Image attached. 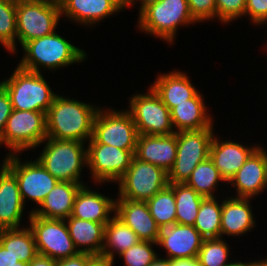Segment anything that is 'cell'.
<instances>
[{
    "label": "cell",
    "instance_id": "obj_1",
    "mask_svg": "<svg viewBox=\"0 0 267 266\" xmlns=\"http://www.w3.org/2000/svg\"><path fill=\"white\" fill-rule=\"evenodd\" d=\"M99 108L57 93L46 112L47 138L87 143L92 137L93 121Z\"/></svg>",
    "mask_w": 267,
    "mask_h": 266
},
{
    "label": "cell",
    "instance_id": "obj_2",
    "mask_svg": "<svg viewBox=\"0 0 267 266\" xmlns=\"http://www.w3.org/2000/svg\"><path fill=\"white\" fill-rule=\"evenodd\" d=\"M60 35L55 31L26 42L21 47L24 54L18 66L27 71L41 73L44 69L53 72L74 63H83L88 57L87 52Z\"/></svg>",
    "mask_w": 267,
    "mask_h": 266
},
{
    "label": "cell",
    "instance_id": "obj_3",
    "mask_svg": "<svg viewBox=\"0 0 267 266\" xmlns=\"http://www.w3.org/2000/svg\"><path fill=\"white\" fill-rule=\"evenodd\" d=\"M138 13L139 32L155 36L169 45L175 42L179 26L197 23L189 11L187 0H152L139 8Z\"/></svg>",
    "mask_w": 267,
    "mask_h": 266
},
{
    "label": "cell",
    "instance_id": "obj_4",
    "mask_svg": "<svg viewBox=\"0 0 267 266\" xmlns=\"http://www.w3.org/2000/svg\"><path fill=\"white\" fill-rule=\"evenodd\" d=\"M43 150L36 158L58 181L86 185L81 181L82 169L87 167L86 143L76 140H56L46 138Z\"/></svg>",
    "mask_w": 267,
    "mask_h": 266
},
{
    "label": "cell",
    "instance_id": "obj_5",
    "mask_svg": "<svg viewBox=\"0 0 267 266\" xmlns=\"http://www.w3.org/2000/svg\"><path fill=\"white\" fill-rule=\"evenodd\" d=\"M0 84L6 89L15 110L46 113L57 95L42 72L27 71L18 65Z\"/></svg>",
    "mask_w": 267,
    "mask_h": 266
},
{
    "label": "cell",
    "instance_id": "obj_6",
    "mask_svg": "<svg viewBox=\"0 0 267 266\" xmlns=\"http://www.w3.org/2000/svg\"><path fill=\"white\" fill-rule=\"evenodd\" d=\"M46 138V113L13 109L0 137V146L10 149L7 155L21 154L38 148Z\"/></svg>",
    "mask_w": 267,
    "mask_h": 266
},
{
    "label": "cell",
    "instance_id": "obj_7",
    "mask_svg": "<svg viewBox=\"0 0 267 266\" xmlns=\"http://www.w3.org/2000/svg\"><path fill=\"white\" fill-rule=\"evenodd\" d=\"M138 132L131 114L125 109L99 108L93 121L92 137L87 143H102L136 151Z\"/></svg>",
    "mask_w": 267,
    "mask_h": 266
},
{
    "label": "cell",
    "instance_id": "obj_8",
    "mask_svg": "<svg viewBox=\"0 0 267 266\" xmlns=\"http://www.w3.org/2000/svg\"><path fill=\"white\" fill-rule=\"evenodd\" d=\"M126 109L132 116L138 135L174 134L171 114L159 95L150 86L146 93L137 92L129 98Z\"/></svg>",
    "mask_w": 267,
    "mask_h": 266
},
{
    "label": "cell",
    "instance_id": "obj_9",
    "mask_svg": "<svg viewBox=\"0 0 267 266\" xmlns=\"http://www.w3.org/2000/svg\"><path fill=\"white\" fill-rule=\"evenodd\" d=\"M116 184L117 198L146 202L169 185L168 173L134 156L130 167Z\"/></svg>",
    "mask_w": 267,
    "mask_h": 266
},
{
    "label": "cell",
    "instance_id": "obj_10",
    "mask_svg": "<svg viewBox=\"0 0 267 266\" xmlns=\"http://www.w3.org/2000/svg\"><path fill=\"white\" fill-rule=\"evenodd\" d=\"M214 128L175 132L177 153L168 172L169 183H186L196 166L209 157Z\"/></svg>",
    "mask_w": 267,
    "mask_h": 266
},
{
    "label": "cell",
    "instance_id": "obj_11",
    "mask_svg": "<svg viewBox=\"0 0 267 266\" xmlns=\"http://www.w3.org/2000/svg\"><path fill=\"white\" fill-rule=\"evenodd\" d=\"M19 156L5 155L1 163L16 177L24 205L31 200L39 207L58 180L37 159L22 161Z\"/></svg>",
    "mask_w": 267,
    "mask_h": 266
},
{
    "label": "cell",
    "instance_id": "obj_12",
    "mask_svg": "<svg viewBox=\"0 0 267 266\" xmlns=\"http://www.w3.org/2000/svg\"><path fill=\"white\" fill-rule=\"evenodd\" d=\"M60 18V3H16L17 44L52 34Z\"/></svg>",
    "mask_w": 267,
    "mask_h": 266
},
{
    "label": "cell",
    "instance_id": "obj_13",
    "mask_svg": "<svg viewBox=\"0 0 267 266\" xmlns=\"http://www.w3.org/2000/svg\"><path fill=\"white\" fill-rule=\"evenodd\" d=\"M28 227L34 235L38 254L59 261L79 252L74 246L65 220L39 217L29 212Z\"/></svg>",
    "mask_w": 267,
    "mask_h": 266
},
{
    "label": "cell",
    "instance_id": "obj_14",
    "mask_svg": "<svg viewBox=\"0 0 267 266\" xmlns=\"http://www.w3.org/2000/svg\"><path fill=\"white\" fill-rule=\"evenodd\" d=\"M86 145L87 168L95 186L116 183L130 167L135 154V151L102 143H86Z\"/></svg>",
    "mask_w": 267,
    "mask_h": 266
},
{
    "label": "cell",
    "instance_id": "obj_15",
    "mask_svg": "<svg viewBox=\"0 0 267 266\" xmlns=\"http://www.w3.org/2000/svg\"><path fill=\"white\" fill-rule=\"evenodd\" d=\"M204 238L191 225L175 223L160 228L157 246L164 248L170 260L196 258Z\"/></svg>",
    "mask_w": 267,
    "mask_h": 266
},
{
    "label": "cell",
    "instance_id": "obj_16",
    "mask_svg": "<svg viewBox=\"0 0 267 266\" xmlns=\"http://www.w3.org/2000/svg\"><path fill=\"white\" fill-rule=\"evenodd\" d=\"M60 11L73 23L90 28L124 11V6L119 0H60Z\"/></svg>",
    "mask_w": 267,
    "mask_h": 266
},
{
    "label": "cell",
    "instance_id": "obj_17",
    "mask_svg": "<svg viewBox=\"0 0 267 266\" xmlns=\"http://www.w3.org/2000/svg\"><path fill=\"white\" fill-rule=\"evenodd\" d=\"M232 140H222L215 133L209 149V158L228 184L260 144L245 145Z\"/></svg>",
    "mask_w": 267,
    "mask_h": 266
},
{
    "label": "cell",
    "instance_id": "obj_18",
    "mask_svg": "<svg viewBox=\"0 0 267 266\" xmlns=\"http://www.w3.org/2000/svg\"><path fill=\"white\" fill-rule=\"evenodd\" d=\"M260 145L236 172L228 184L235 189L236 198H252L266 190L265 147ZM255 197V198H254Z\"/></svg>",
    "mask_w": 267,
    "mask_h": 266
},
{
    "label": "cell",
    "instance_id": "obj_19",
    "mask_svg": "<svg viewBox=\"0 0 267 266\" xmlns=\"http://www.w3.org/2000/svg\"><path fill=\"white\" fill-rule=\"evenodd\" d=\"M115 215L130 227L141 241L158 242L160 227L150 214L146 202L116 198Z\"/></svg>",
    "mask_w": 267,
    "mask_h": 266
},
{
    "label": "cell",
    "instance_id": "obj_20",
    "mask_svg": "<svg viewBox=\"0 0 267 266\" xmlns=\"http://www.w3.org/2000/svg\"><path fill=\"white\" fill-rule=\"evenodd\" d=\"M24 206L16 177L0 163V230L24 227Z\"/></svg>",
    "mask_w": 267,
    "mask_h": 266
},
{
    "label": "cell",
    "instance_id": "obj_21",
    "mask_svg": "<svg viewBox=\"0 0 267 266\" xmlns=\"http://www.w3.org/2000/svg\"><path fill=\"white\" fill-rule=\"evenodd\" d=\"M177 153V136L138 135L134 156L144 162L151 163L167 173L174 166Z\"/></svg>",
    "mask_w": 267,
    "mask_h": 266
},
{
    "label": "cell",
    "instance_id": "obj_22",
    "mask_svg": "<svg viewBox=\"0 0 267 266\" xmlns=\"http://www.w3.org/2000/svg\"><path fill=\"white\" fill-rule=\"evenodd\" d=\"M221 213V238L241 237L256 226L252 198L223 197ZM251 200V201H250Z\"/></svg>",
    "mask_w": 267,
    "mask_h": 266
},
{
    "label": "cell",
    "instance_id": "obj_23",
    "mask_svg": "<svg viewBox=\"0 0 267 266\" xmlns=\"http://www.w3.org/2000/svg\"><path fill=\"white\" fill-rule=\"evenodd\" d=\"M115 214V198L83 185L76 194L71 217L107 223Z\"/></svg>",
    "mask_w": 267,
    "mask_h": 266
},
{
    "label": "cell",
    "instance_id": "obj_24",
    "mask_svg": "<svg viewBox=\"0 0 267 266\" xmlns=\"http://www.w3.org/2000/svg\"><path fill=\"white\" fill-rule=\"evenodd\" d=\"M191 82L186 72L176 69L168 73L160 72L149 86L171 110L177 104H182L186 100L194 98L200 92Z\"/></svg>",
    "mask_w": 267,
    "mask_h": 266
},
{
    "label": "cell",
    "instance_id": "obj_25",
    "mask_svg": "<svg viewBox=\"0 0 267 266\" xmlns=\"http://www.w3.org/2000/svg\"><path fill=\"white\" fill-rule=\"evenodd\" d=\"M83 185L75 182L58 181L41 205L30 209L39 217L65 220L72 214L76 194Z\"/></svg>",
    "mask_w": 267,
    "mask_h": 266
},
{
    "label": "cell",
    "instance_id": "obj_26",
    "mask_svg": "<svg viewBox=\"0 0 267 266\" xmlns=\"http://www.w3.org/2000/svg\"><path fill=\"white\" fill-rule=\"evenodd\" d=\"M204 95L199 92L194 98L177 104L170 110L171 121L175 132L214 128V117H211Z\"/></svg>",
    "mask_w": 267,
    "mask_h": 266
},
{
    "label": "cell",
    "instance_id": "obj_27",
    "mask_svg": "<svg viewBox=\"0 0 267 266\" xmlns=\"http://www.w3.org/2000/svg\"><path fill=\"white\" fill-rule=\"evenodd\" d=\"M69 235L79 253L101 256L104 246L105 225L75 217L65 219Z\"/></svg>",
    "mask_w": 267,
    "mask_h": 266
},
{
    "label": "cell",
    "instance_id": "obj_28",
    "mask_svg": "<svg viewBox=\"0 0 267 266\" xmlns=\"http://www.w3.org/2000/svg\"><path fill=\"white\" fill-rule=\"evenodd\" d=\"M140 241L138 235L114 214L105 225L101 256L114 261L117 255Z\"/></svg>",
    "mask_w": 267,
    "mask_h": 266
},
{
    "label": "cell",
    "instance_id": "obj_29",
    "mask_svg": "<svg viewBox=\"0 0 267 266\" xmlns=\"http://www.w3.org/2000/svg\"><path fill=\"white\" fill-rule=\"evenodd\" d=\"M0 244L24 263H30L38 255L33 232L28 226L0 230Z\"/></svg>",
    "mask_w": 267,
    "mask_h": 266
},
{
    "label": "cell",
    "instance_id": "obj_30",
    "mask_svg": "<svg viewBox=\"0 0 267 266\" xmlns=\"http://www.w3.org/2000/svg\"><path fill=\"white\" fill-rule=\"evenodd\" d=\"M174 190L176 223L194 226L201 202L205 198L186 183H169Z\"/></svg>",
    "mask_w": 267,
    "mask_h": 266
},
{
    "label": "cell",
    "instance_id": "obj_31",
    "mask_svg": "<svg viewBox=\"0 0 267 266\" xmlns=\"http://www.w3.org/2000/svg\"><path fill=\"white\" fill-rule=\"evenodd\" d=\"M218 198L206 197L200 204L194 227L204 239L221 238L222 200Z\"/></svg>",
    "mask_w": 267,
    "mask_h": 266
},
{
    "label": "cell",
    "instance_id": "obj_32",
    "mask_svg": "<svg viewBox=\"0 0 267 266\" xmlns=\"http://www.w3.org/2000/svg\"><path fill=\"white\" fill-rule=\"evenodd\" d=\"M221 182L224 184L226 183L220 175L219 170L208 157L196 166L192 171L191 176L186 181V184L193 188L198 194L206 198L217 196L216 190L219 189L217 186L221 184Z\"/></svg>",
    "mask_w": 267,
    "mask_h": 266
},
{
    "label": "cell",
    "instance_id": "obj_33",
    "mask_svg": "<svg viewBox=\"0 0 267 266\" xmlns=\"http://www.w3.org/2000/svg\"><path fill=\"white\" fill-rule=\"evenodd\" d=\"M146 204L160 228L176 223L175 195L174 190L169 185L146 201Z\"/></svg>",
    "mask_w": 267,
    "mask_h": 266
},
{
    "label": "cell",
    "instance_id": "obj_34",
    "mask_svg": "<svg viewBox=\"0 0 267 266\" xmlns=\"http://www.w3.org/2000/svg\"><path fill=\"white\" fill-rule=\"evenodd\" d=\"M0 45L10 54L17 52L16 3L0 0Z\"/></svg>",
    "mask_w": 267,
    "mask_h": 266
},
{
    "label": "cell",
    "instance_id": "obj_35",
    "mask_svg": "<svg viewBox=\"0 0 267 266\" xmlns=\"http://www.w3.org/2000/svg\"><path fill=\"white\" fill-rule=\"evenodd\" d=\"M223 238L204 239L197 259L199 266H228L234 260H229V243Z\"/></svg>",
    "mask_w": 267,
    "mask_h": 266
},
{
    "label": "cell",
    "instance_id": "obj_36",
    "mask_svg": "<svg viewBox=\"0 0 267 266\" xmlns=\"http://www.w3.org/2000/svg\"><path fill=\"white\" fill-rule=\"evenodd\" d=\"M155 245L157 243L140 241L119 254V257L123 259L124 266H148L158 256L153 249Z\"/></svg>",
    "mask_w": 267,
    "mask_h": 266
},
{
    "label": "cell",
    "instance_id": "obj_37",
    "mask_svg": "<svg viewBox=\"0 0 267 266\" xmlns=\"http://www.w3.org/2000/svg\"><path fill=\"white\" fill-rule=\"evenodd\" d=\"M216 19L222 25L230 24L245 15L246 0H215ZM224 23V24H223Z\"/></svg>",
    "mask_w": 267,
    "mask_h": 266
},
{
    "label": "cell",
    "instance_id": "obj_38",
    "mask_svg": "<svg viewBox=\"0 0 267 266\" xmlns=\"http://www.w3.org/2000/svg\"><path fill=\"white\" fill-rule=\"evenodd\" d=\"M189 11L193 19L200 24L215 19L216 22V1L215 0H187Z\"/></svg>",
    "mask_w": 267,
    "mask_h": 266
},
{
    "label": "cell",
    "instance_id": "obj_39",
    "mask_svg": "<svg viewBox=\"0 0 267 266\" xmlns=\"http://www.w3.org/2000/svg\"><path fill=\"white\" fill-rule=\"evenodd\" d=\"M244 16L255 26L263 25L267 20V0H246Z\"/></svg>",
    "mask_w": 267,
    "mask_h": 266
},
{
    "label": "cell",
    "instance_id": "obj_40",
    "mask_svg": "<svg viewBox=\"0 0 267 266\" xmlns=\"http://www.w3.org/2000/svg\"><path fill=\"white\" fill-rule=\"evenodd\" d=\"M13 111L6 89L0 84V137L3 134L7 120Z\"/></svg>",
    "mask_w": 267,
    "mask_h": 266
},
{
    "label": "cell",
    "instance_id": "obj_41",
    "mask_svg": "<svg viewBox=\"0 0 267 266\" xmlns=\"http://www.w3.org/2000/svg\"><path fill=\"white\" fill-rule=\"evenodd\" d=\"M95 256L87 253H78L73 257H68L57 261V266H88Z\"/></svg>",
    "mask_w": 267,
    "mask_h": 266
},
{
    "label": "cell",
    "instance_id": "obj_42",
    "mask_svg": "<svg viewBox=\"0 0 267 266\" xmlns=\"http://www.w3.org/2000/svg\"><path fill=\"white\" fill-rule=\"evenodd\" d=\"M19 260L0 244V266H15Z\"/></svg>",
    "mask_w": 267,
    "mask_h": 266
},
{
    "label": "cell",
    "instance_id": "obj_43",
    "mask_svg": "<svg viewBox=\"0 0 267 266\" xmlns=\"http://www.w3.org/2000/svg\"><path fill=\"white\" fill-rule=\"evenodd\" d=\"M28 266H57V261L48 256L38 254Z\"/></svg>",
    "mask_w": 267,
    "mask_h": 266
},
{
    "label": "cell",
    "instance_id": "obj_44",
    "mask_svg": "<svg viewBox=\"0 0 267 266\" xmlns=\"http://www.w3.org/2000/svg\"><path fill=\"white\" fill-rule=\"evenodd\" d=\"M171 266H199V262L197 257L188 259H176L171 260Z\"/></svg>",
    "mask_w": 267,
    "mask_h": 266
},
{
    "label": "cell",
    "instance_id": "obj_45",
    "mask_svg": "<svg viewBox=\"0 0 267 266\" xmlns=\"http://www.w3.org/2000/svg\"><path fill=\"white\" fill-rule=\"evenodd\" d=\"M114 261L104 258L102 256H95L88 264V266H113Z\"/></svg>",
    "mask_w": 267,
    "mask_h": 266
},
{
    "label": "cell",
    "instance_id": "obj_46",
    "mask_svg": "<svg viewBox=\"0 0 267 266\" xmlns=\"http://www.w3.org/2000/svg\"><path fill=\"white\" fill-rule=\"evenodd\" d=\"M148 266H171V260L159 254Z\"/></svg>",
    "mask_w": 267,
    "mask_h": 266
},
{
    "label": "cell",
    "instance_id": "obj_47",
    "mask_svg": "<svg viewBox=\"0 0 267 266\" xmlns=\"http://www.w3.org/2000/svg\"><path fill=\"white\" fill-rule=\"evenodd\" d=\"M138 1L140 2V8L145 5L147 2L152 1V0H123V6H124V10L126 8L132 7V5L136 6V3L138 4Z\"/></svg>",
    "mask_w": 267,
    "mask_h": 266
},
{
    "label": "cell",
    "instance_id": "obj_48",
    "mask_svg": "<svg viewBox=\"0 0 267 266\" xmlns=\"http://www.w3.org/2000/svg\"><path fill=\"white\" fill-rule=\"evenodd\" d=\"M15 3L43 2V3H60V0H13Z\"/></svg>",
    "mask_w": 267,
    "mask_h": 266
},
{
    "label": "cell",
    "instance_id": "obj_49",
    "mask_svg": "<svg viewBox=\"0 0 267 266\" xmlns=\"http://www.w3.org/2000/svg\"><path fill=\"white\" fill-rule=\"evenodd\" d=\"M266 258V259H265ZM264 259H257L249 261L250 266H267V257Z\"/></svg>",
    "mask_w": 267,
    "mask_h": 266
},
{
    "label": "cell",
    "instance_id": "obj_50",
    "mask_svg": "<svg viewBox=\"0 0 267 266\" xmlns=\"http://www.w3.org/2000/svg\"><path fill=\"white\" fill-rule=\"evenodd\" d=\"M228 266H250V263L248 262V260H247V262L245 261V262H243V261H241V260H236V261H234V262H232L230 265H228Z\"/></svg>",
    "mask_w": 267,
    "mask_h": 266
},
{
    "label": "cell",
    "instance_id": "obj_51",
    "mask_svg": "<svg viewBox=\"0 0 267 266\" xmlns=\"http://www.w3.org/2000/svg\"><path fill=\"white\" fill-rule=\"evenodd\" d=\"M265 179H266V190H267V149L265 150Z\"/></svg>",
    "mask_w": 267,
    "mask_h": 266
},
{
    "label": "cell",
    "instance_id": "obj_52",
    "mask_svg": "<svg viewBox=\"0 0 267 266\" xmlns=\"http://www.w3.org/2000/svg\"><path fill=\"white\" fill-rule=\"evenodd\" d=\"M15 266H28V263H24V262L19 261L17 263V265H15Z\"/></svg>",
    "mask_w": 267,
    "mask_h": 266
},
{
    "label": "cell",
    "instance_id": "obj_53",
    "mask_svg": "<svg viewBox=\"0 0 267 266\" xmlns=\"http://www.w3.org/2000/svg\"><path fill=\"white\" fill-rule=\"evenodd\" d=\"M263 24L266 25L267 24V20ZM266 47H267V45H266ZM266 47H265V50L267 51V48Z\"/></svg>",
    "mask_w": 267,
    "mask_h": 266
}]
</instances>
